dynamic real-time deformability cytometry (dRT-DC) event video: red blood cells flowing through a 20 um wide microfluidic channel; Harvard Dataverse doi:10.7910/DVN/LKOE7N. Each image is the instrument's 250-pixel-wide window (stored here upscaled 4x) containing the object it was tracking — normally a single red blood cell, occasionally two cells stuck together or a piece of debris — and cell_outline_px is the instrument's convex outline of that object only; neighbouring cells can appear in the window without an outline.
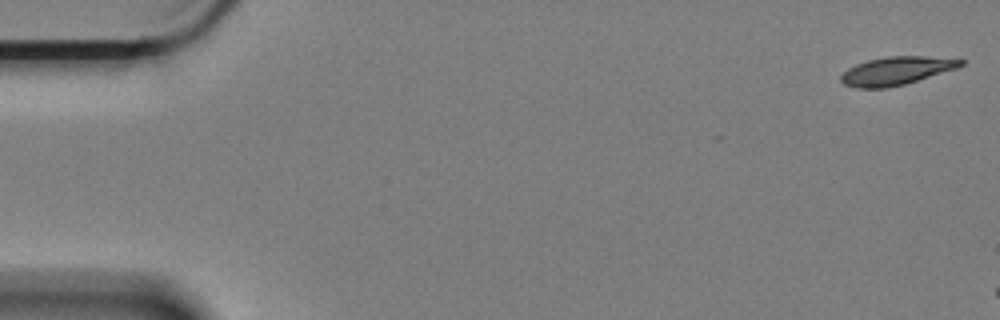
{"species": "Egyptian fruit bat (a non-hibernating species)", "species_latin": "Rousettus aegyptiacus", "temperature_condition": "cold", "stored_images_in_passage": 8, "camera_frame_rate_fps": 3000, "um_per_image_px": 0.085, "animal": {"sex": "female"}, "frame": {"image": 1, "passage_image": 1, "time_ms": 0.0, "image_size_px": [1000, 320], "cell_outline_px": [[964, 64], [956, 68], [904, 84], [888, 88], [856, 88], [844, 84], [840, 80], [840, 76], [848, 68], [856, 64], [868, 60], [888, 56], [924, 56], [964, 60]], "centroid_in_image_um": [76.14, 6.02], "position_along_channel_um": 8.9, "area_um2": 19.42}}